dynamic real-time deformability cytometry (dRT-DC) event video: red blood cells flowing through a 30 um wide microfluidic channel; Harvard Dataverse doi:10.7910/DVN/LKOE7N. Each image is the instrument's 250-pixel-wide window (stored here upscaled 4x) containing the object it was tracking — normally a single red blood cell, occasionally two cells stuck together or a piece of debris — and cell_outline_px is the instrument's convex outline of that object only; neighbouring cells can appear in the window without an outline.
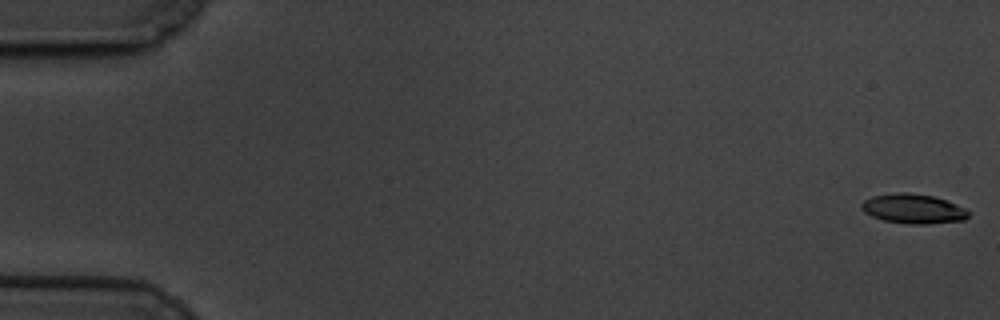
{"species": "common noctule bat (a hibernating species)", "species_latin": "Nyctalus noctula", "temperature_condition": "cold", "stored_images_in_passage": 61, "camera_frame_rate_fps": 3000, "um_per_image_px": 0.085, "animal": {"sex": "male", "body_mass_g": 19.5, "forearm_length_mm": 54.6}, "frame": {"image": 1, "passage_image": 1, "time_ms": 0.0, "image_size_px": [1000, 320], "cell_outline_px": [[972, 212], [964, 220], [928, 224], [908, 224], [884, 220], [872, 216], [864, 212], [860, 208], [860, 204], [864, 200], [872, 196], [896, 192], [908, 192], [932, 196], [968, 208]], "centroid_in_image_um": [77.64, 17.74], "position_along_channel_um": 7.4, "area_um2": 18.61}}
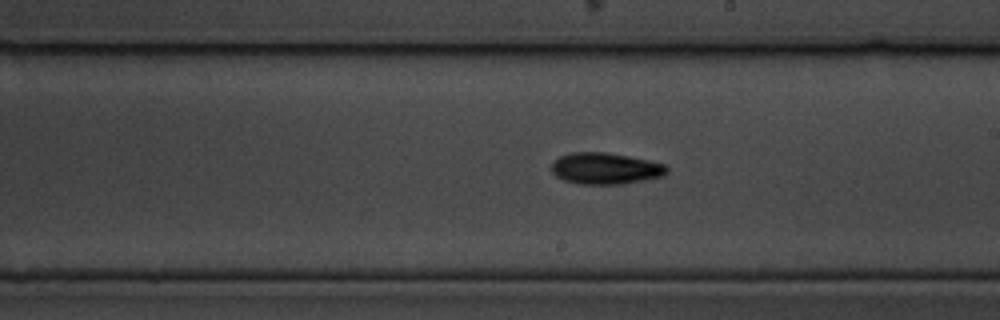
{"frame": {"image": 2, "passage_image": 35, "time_ms": 11.333, "image_size_px": [1000, 320], "cell_outline_px": [[668, 172], [664, 176], [644, 180], [620, 184], [576, 184], [564, 180], [556, 176], [552, 172], [552, 160], [560, 156], [572, 152], [604, 152], [628, 156], [648, 160], [664, 164], [668, 168]], "centroid_in_image_um": [51.44, 14.32], "position_along_channel_um": 237.6, "area_um2": 21.21}}
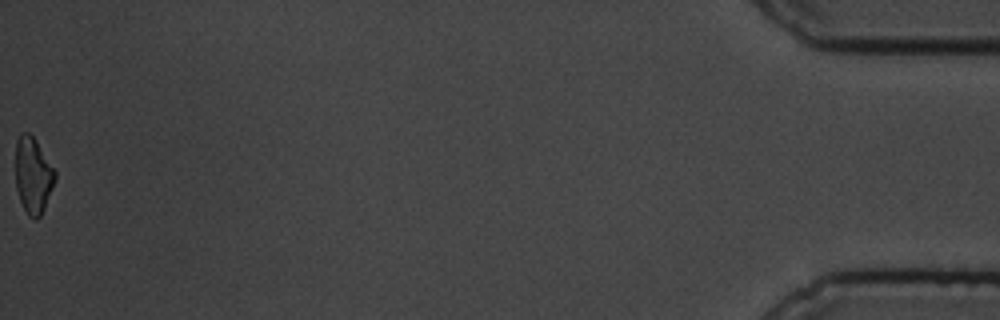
{"frame": {"image": 3, "passage_image": 61, "time_ms": 20.0, "image_size_px": [1000, 320], "cell_outline_px": [[56, 176], [52, 188], [44, 208], [40, 216], [36, 220], [28, 216], [20, 200], [16, 188], [16, 140], [20, 132], [28, 132], [36, 140], [56, 172]], "centroid_in_image_um": [2.8, 14.89], "position_along_channel_um": 432.4, "area_um2": 17.4}, "authors_computed_cell_mechanics": {"area_um2": 18.9584, "velocity_mm_per_s": 3.3464, "shape_relaxation_time_tau1_ms": 2.938, "shape_relaxation_time_tau2_ms": null, "deformation_change_tau1": 0.1235, "deformation_change_tau2": null}}